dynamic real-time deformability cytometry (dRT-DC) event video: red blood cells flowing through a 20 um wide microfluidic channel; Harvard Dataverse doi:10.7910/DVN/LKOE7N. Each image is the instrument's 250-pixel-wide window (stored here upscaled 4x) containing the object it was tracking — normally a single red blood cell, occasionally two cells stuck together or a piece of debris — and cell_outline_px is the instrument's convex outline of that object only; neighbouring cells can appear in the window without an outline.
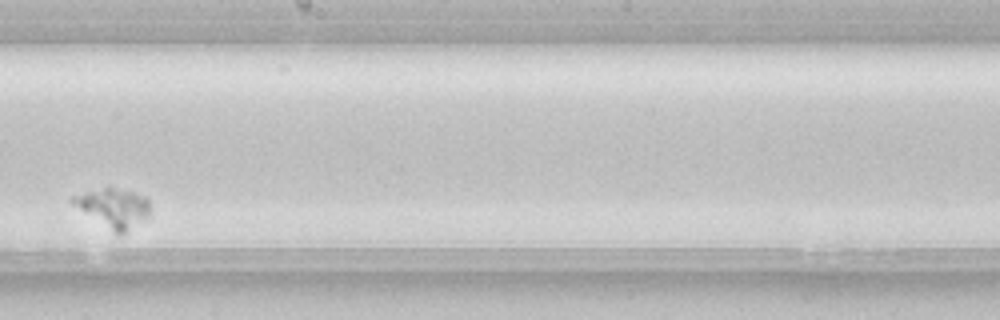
{"species": "common noctule bat (a hibernating species)", "species_latin": "Nyctalus noctula", "temperature_condition": "room temperature", "stored_images_in_passage": 6, "camera_frame_rate_fps": 3000, "um_per_image_px": 0.085, "animal": {"sex": "female", "body_mass_g": 22.7, "forearm_length_mm": 54.2}, "frame": {"image": 1, "passage_image": 5, "time_ms": 1.333, "image_size_px": [1000, 320], "cell_outline_px": [[148, 216], [120, 236], [72, 204], [68, 200], [72, 196], [108, 184], [144, 196], [148, 200]], "centroid_in_image_um": [9.6, 17.61], "position_along_channel_um": 238.6, "area_um2": 17.57}}
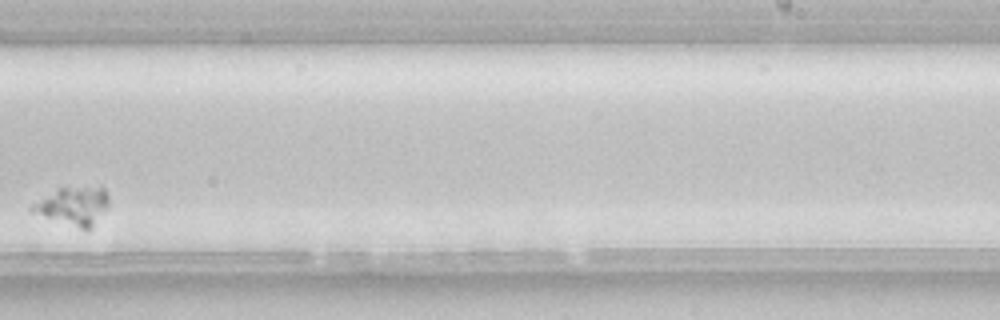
{"frame": {"image": 2, "passage_image": 6, "time_ms": 1.667, "image_size_px": [1000, 320], "cell_outline_px": [[108, 204], [92, 228], [88, 232], [32, 212], [28, 208], [32, 204], [60, 188], [100, 184], [104, 188], [108, 196]], "centroid_in_image_um": [6.28, 17.49], "position_along_channel_um": 282.7, "area_um2": 17.22}}